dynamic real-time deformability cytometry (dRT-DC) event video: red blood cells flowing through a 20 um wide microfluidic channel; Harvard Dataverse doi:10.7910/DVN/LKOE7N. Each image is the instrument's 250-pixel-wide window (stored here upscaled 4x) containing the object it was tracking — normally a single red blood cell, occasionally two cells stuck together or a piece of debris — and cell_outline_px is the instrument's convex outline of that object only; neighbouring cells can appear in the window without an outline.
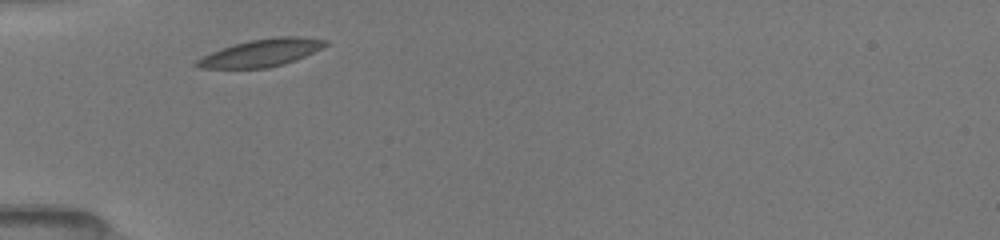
{"species": "common noctule bat (a hibernating species)", "species_latin": "Nyctalus noctula", "temperature_condition": "room temperature", "stored_images_in_passage": 31, "camera_frame_rate_fps": 3000, "um_per_image_px": 0.085, "animal": {"sex": "female", "body_mass_g": 19.5, "forearm_length_mm": 54.1}, "frame": {"image": 1, "passage_image": 1, "time_ms": 0.0, "image_size_px": [1000, 240], "cell_outline_px": [[328, 44], [296, 60], [284, 64], [268, 68], [200, 68], [192, 64], [196, 60], [220, 48], [232, 44], [248, 40], [276, 36], [300, 36], [328, 40]], "centroid_in_image_um": [22.19, 4.48], "position_along_channel_um": 62.8, "area_um2": 20.63}}
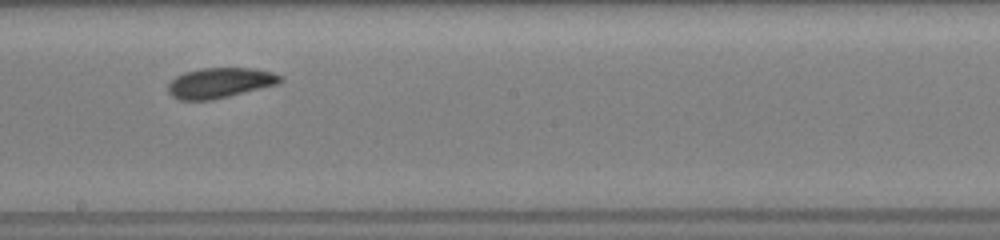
{"frame": {"image": 2, "passage_image": 14, "time_ms": 4.333, "image_size_px": [1000, 240], "cell_outline_px": [[284, 80], [280, 84], [212, 100], [180, 100], [172, 96], [168, 92], [168, 84], [176, 76], [184, 72], [200, 68], [256, 68], [272, 72], [280, 76]], "centroid_in_image_um": [18.71, 7.04], "position_along_channel_um": 229.5, "area_um2": 19.94}}
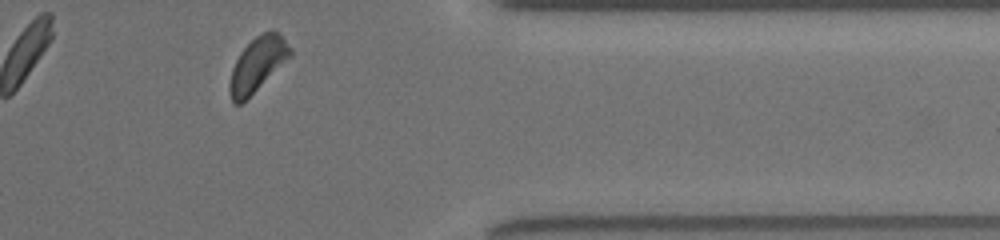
{"frame": {"image": 3, "passage_image": 27, "time_ms": 8.667, "image_size_px": [1000, 240], "cell_outline_px": [[292, 56], [240, 104], [236, 104], [232, 100], [228, 92], [228, 84], [232, 68], [240, 52], [256, 36], [264, 32], [276, 32], [292, 48]], "centroid_in_image_um": [21.87, 5.49], "position_along_channel_um": 389.5, "area_um2": 18.67}, "authors_computed_cell_mechanics": {"area_um2": 19.8254, "velocity_mm_per_s": 3.9795, "shape_relaxation_time_tau1_ms": 1.3014, "shape_relaxation_time_tau2_ms": 4.581, "deformation_change_tau1": 0.0903, "deformation_change_tau2": 0.0984}}